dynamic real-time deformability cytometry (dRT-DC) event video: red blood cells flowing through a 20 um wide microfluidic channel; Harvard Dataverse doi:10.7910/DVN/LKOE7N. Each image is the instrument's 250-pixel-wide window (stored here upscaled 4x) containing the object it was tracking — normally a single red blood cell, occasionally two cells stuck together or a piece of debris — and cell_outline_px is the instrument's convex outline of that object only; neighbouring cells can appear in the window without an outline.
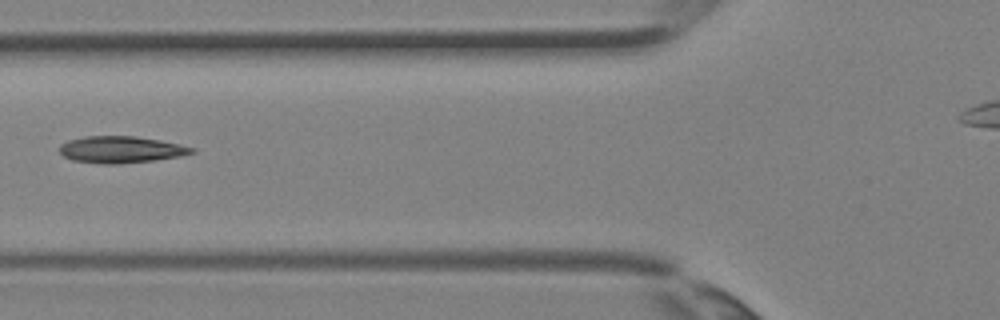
{"species": "Egyptian fruit bat (a non-hibernating species)", "species_latin": "Rousettus aegyptiacus", "temperature_condition": "room temperature", "stored_images_in_passage": 4, "camera_frame_rate_fps": 3000, "um_per_image_px": 0.085, "animal": {"sex": "female"}, "frame": {"image": 1, "passage_image": 4, "time_ms": 1.0, "image_size_px": [1000, 320], "cell_outline_px": [[196, 152], [184, 156], [152, 160], [116, 164], [104, 164], [72, 160], [64, 156], [60, 152], [60, 144], [68, 140], [84, 136], [136, 136], [160, 140], [196, 148]], "centroid_in_image_um": [10.3, 12.71], "position_along_channel_um": 115.5, "area_um2": 20.63}}